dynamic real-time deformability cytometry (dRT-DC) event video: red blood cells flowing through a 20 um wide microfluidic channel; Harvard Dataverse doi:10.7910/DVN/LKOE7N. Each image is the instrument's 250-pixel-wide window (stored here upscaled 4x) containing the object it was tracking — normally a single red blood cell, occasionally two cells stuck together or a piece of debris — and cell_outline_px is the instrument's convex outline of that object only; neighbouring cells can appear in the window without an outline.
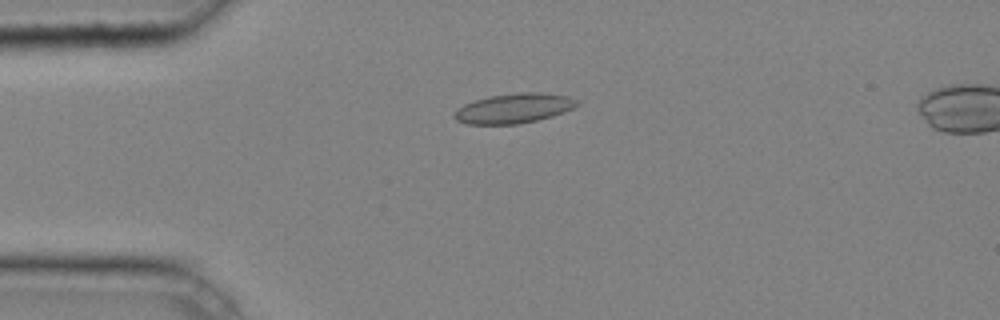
{"species": "common noctule bat (a hibernating species)", "species_latin": "Nyctalus noctula", "temperature_condition": "cold", "stored_images_in_passage": 32, "camera_frame_rate_fps": 3000, "um_per_image_px": 0.085, "animal": {"sex": "male", "body_mass_g": 20.4}, "frame": {"image": 1, "passage_image": 2, "time_ms": 0.333, "image_size_px": [1000, 320], "cell_outline_px": [[580, 104], [564, 112], [552, 116], [520, 124], [468, 124], [456, 120], [452, 116], [456, 108], [464, 104], [488, 96], [520, 92], [540, 92], [568, 96], [580, 100]], "centroid_in_image_um": [43.68, 9.2], "position_along_channel_um": 41.3, "area_um2": 21.44}}
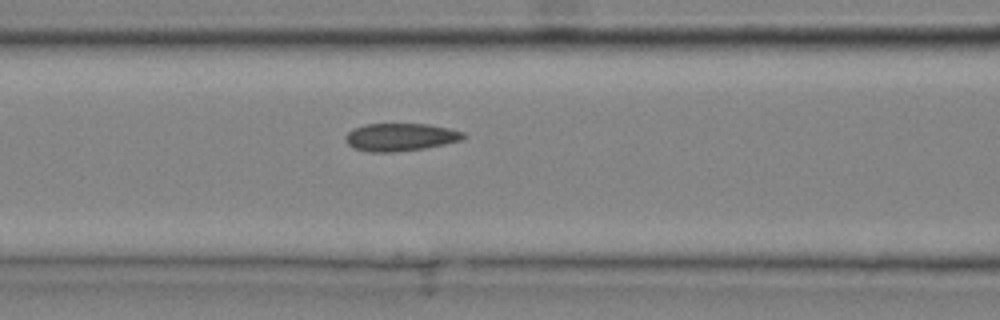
{"frame": {"image": 2, "passage_image": 10, "time_ms": 3.0, "image_size_px": [1000, 320], "cell_outline_px": [[468, 136], [460, 140], [444, 144], [424, 148], [396, 152], [368, 152], [352, 148], [344, 140], [344, 136], [352, 128], [364, 124], [428, 124], [448, 128], [464, 132]], "centroid_in_image_um": [33.99, 11.65], "position_along_channel_um": 132.6, "area_um2": 19.25}}
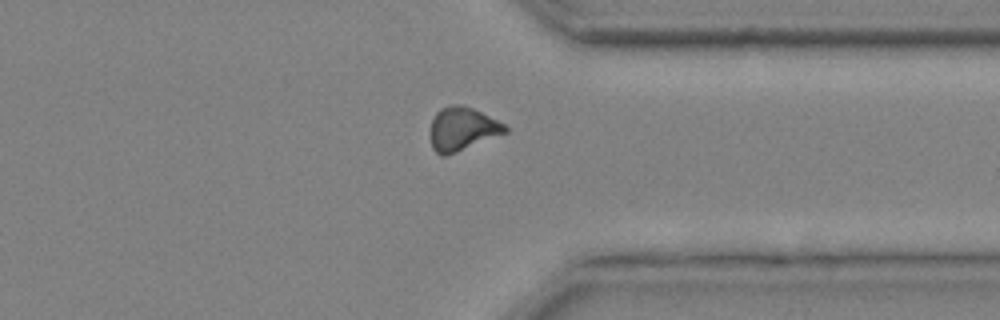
{"frame": {"image": 3, "passage_image": 27, "time_ms": 8.667, "image_size_px": [1000, 320], "cell_outline_px": [[508, 132], [456, 152], [444, 156], [440, 156], [432, 148], [428, 132], [432, 120], [436, 112], [440, 108], [452, 104], [464, 104], [504, 124], [508, 128]], "centroid_in_image_um": [39.24, 10.95], "position_along_channel_um": 372.2, "area_um2": 19.07}, "authors_computed_cell_mechanics": {"area_um2": 19.0451, "velocity_mm_per_s": 4.2646, "shape_relaxation_time_tau1_ms": null, "shape_relaxation_time_tau2_ms": 2.0472, "deformation_change_tau1": null, "deformation_change_tau2": 0.0715}}